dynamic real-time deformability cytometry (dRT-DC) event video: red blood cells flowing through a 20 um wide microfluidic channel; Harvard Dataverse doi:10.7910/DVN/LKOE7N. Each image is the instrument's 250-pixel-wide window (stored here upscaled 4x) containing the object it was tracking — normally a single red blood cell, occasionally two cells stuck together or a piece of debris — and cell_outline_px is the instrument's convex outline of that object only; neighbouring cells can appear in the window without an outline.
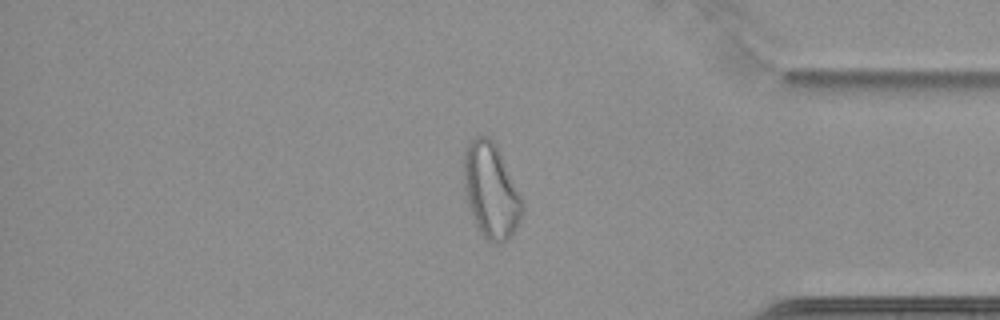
{"species": "common noctule bat (a hibernating species)", "species_latin": "Nyctalus noctula", "temperature_condition": "cold", "stored_images_in_passage": 64, "camera_frame_rate_fps": 3000, "um_per_image_px": 0.085, "animal": {"sex": "female", "body_mass_g": 22.7, "forearm_length_mm": 54.2}, "frame": {"image": 1, "passage_image": 55, "time_ms": 18.0, "image_size_px": [1000, 320], "cell_outline_px": [[524, 212], [516, 228], [508, 240], [496, 244], [488, 240], [480, 232], [476, 224], [464, 188], [464, 152], [468, 144], [476, 136], [488, 136], [496, 144], [524, 204]], "centroid_in_image_um": [41.75, 16.21], "position_along_channel_um": 393.5, "area_um2": 31.85}}